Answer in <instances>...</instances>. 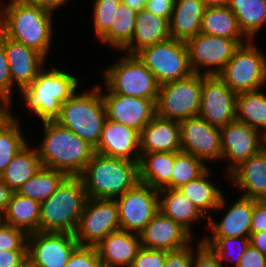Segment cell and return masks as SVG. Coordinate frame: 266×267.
Listing matches in <instances>:
<instances>
[{
	"instance_id": "obj_1",
	"label": "cell",
	"mask_w": 266,
	"mask_h": 267,
	"mask_svg": "<svg viewBox=\"0 0 266 267\" xmlns=\"http://www.w3.org/2000/svg\"><path fill=\"white\" fill-rule=\"evenodd\" d=\"M54 12L21 0L0 4V32L7 38L31 47L46 58L50 53Z\"/></svg>"
},
{
	"instance_id": "obj_2",
	"label": "cell",
	"mask_w": 266,
	"mask_h": 267,
	"mask_svg": "<svg viewBox=\"0 0 266 267\" xmlns=\"http://www.w3.org/2000/svg\"><path fill=\"white\" fill-rule=\"evenodd\" d=\"M41 123L43 139L36 149L42 166L79 177L95 154L94 146L55 120Z\"/></svg>"
},
{
	"instance_id": "obj_3",
	"label": "cell",
	"mask_w": 266,
	"mask_h": 267,
	"mask_svg": "<svg viewBox=\"0 0 266 267\" xmlns=\"http://www.w3.org/2000/svg\"><path fill=\"white\" fill-rule=\"evenodd\" d=\"M78 77L67 70L52 66L44 67L36 79L27 87H22L20 97L26 110L41 121L55 120L60 115L61 105L79 87Z\"/></svg>"
},
{
	"instance_id": "obj_4",
	"label": "cell",
	"mask_w": 266,
	"mask_h": 267,
	"mask_svg": "<svg viewBox=\"0 0 266 267\" xmlns=\"http://www.w3.org/2000/svg\"><path fill=\"white\" fill-rule=\"evenodd\" d=\"M79 177L88 198L117 199L139 182L138 162L95 152Z\"/></svg>"
},
{
	"instance_id": "obj_5",
	"label": "cell",
	"mask_w": 266,
	"mask_h": 267,
	"mask_svg": "<svg viewBox=\"0 0 266 267\" xmlns=\"http://www.w3.org/2000/svg\"><path fill=\"white\" fill-rule=\"evenodd\" d=\"M88 197L80 177H67L41 203L39 231L75 233Z\"/></svg>"
},
{
	"instance_id": "obj_6",
	"label": "cell",
	"mask_w": 266,
	"mask_h": 267,
	"mask_svg": "<svg viewBox=\"0 0 266 267\" xmlns=\"http://www.w3.org/2000/svg\"><path fill=\"white\" fill-rule=\"evenodd\" d=\"M107 119L101 88L96 84L88 91H76L62 103L60 115L55 119L60 125L75 132L92 146L99 142L103 124Z\"/></svg>"
},
{
	"instance_id": "obj_7",
	"label": "cell",
	"mask_w": 266,
	"mask_h": 267,
	"mask_svg": "<svg viewBox=\"0 0 266 267\" xmlns=\"http://www.w3.org/2000/svg\"><path fill=\"white\" fill-rule=\"evenodd\" d=\"M105 89L113 94L157 99L159 83L137 55L125 54L103 71Z\"/></svg>"
},
{
	"instance_id": "obj_8",
	"label": "cell",
	"mask_w": 266,
	"mask_h": 267,
	"mask_svg": "<svg viewBox=\"0 0 266 267\" xmlns=\"http://www.w3.org/2000/svg\"><path fill=\"white\" fill-rule=\"evenodd\" d=\"M253 40L241 44L218 76L236 94L266 86V54Z\"/></svg>"
},
{
	"instance_id": "obj_9",
	"label": "cell",
	"mask_w": 266,
	"mask_h": 267,
	"mask_svg": "<svg viewBox=\"0 0 266 267\" xmlns=\"http://www.w3.org/2000/svg\"><path fill=\"white\" fill-rule=\"evenodd\" d=\"M202 86L203 75L197 73L160 85L156 115L179 122L198 116Z\"/></svg>"
},
{
	"instance_id": "obj_10",
	"label": "cell",
	"mask_w": 266,
	"mask_h": 267,
	"mask_svg": "<svg viewBox=\"0 0 266 267\" xmlns=\"http://www.w3.org/2000/svg\"><path fill=\"white\" fill-rule=\"evenodd\" d=\"M136 55L155 76L159 85L184 79L193 74L187 46L183 41L171 38L145 47Z\"/></svg>"
},
{
	"instance_id": "obj_11",
	"label": "cell",
	"mask_w": 266,
	"mask_h": 267,
	"mask_svg": "<svg viewBox=\"0 0 266 267\" xmlns=\"http://www.w3.org/2000/svg\"><path fill=\"white\" fill-rule=\"evenodd\" d=\"M193 73L217 76L240 44L234 39L198 33L186 42Z\"/></svg>"
},
{
	"instance_id": "obj_12",
	"label": "cell",
	"mask_w": 266,
	"mask_h": 267,
	"mask_svg": "<svg viewBox=\"0 0 266 267\" xmlns=\"http://www.w3.org/2000/svg\"><path fill=\"white\" fill-rule=\"evenodd\" d=\"M118 230L121 228L116 200L88 198L74 235L80 246L95 247Z\"/></svg>"
},
{
	"instance_id": "obj_13",
	"label": "cell",
	"mask_w": 266,
	"mask_h": 267,
	"mask_svg": "<svg viewBox=\"0 0 266 267\" xmlns=\"http://www.w3.org/2000/svg\"><path fill=\"white\" fill-rule=\"evenodd\" d=\"M115 200L124 231L140 234L159 211V190L140 181Z\"/></svg>"
},
{
	"instance_id": "obj_14",
	"label": "cell",
	"mask_w": 266,
	"mask_h": 267,
	"mask_svg": "<svg viewBox=\"0 0 266 267\" xmlns=\"http://www.w3.org/2000/svg\"><path fill=\"white\" fill-rule=\"evenodd\" d=\"M78 246L74 233L32 232L27 240V263L32 267H65Z\"/></svg>"
},
{
	"instance_id": "obj_15",
	"label": "cell",
	"mask_w": 266,
	"mask_h": 267,
	"mask_svg": "<svg viewBox=\"0 0 266 267\" xmlns=\"http://www.w3.org/2000/svg\"><path fill=\"white\" fill-rule=\"evenodd\" d=\"M236 96L217 76L203 75L198 116L210 125L221 128L236 120Z\"/></svg>"
},
{
	"instance_id": "obj_16",
	"label": "cell",
	"mask_w": 266,
	"mask_h": 267,
	"mask_svg": "<svg viewBox=\"0 0 266 267\" xmlns=\"http://www.w3.org/2000/svg\"><path fill=\"white\" fill-rule=\"evenodd\" d=\"M181 151L208 162H221L220 128L210 125L199 116L179 122Z\"/></svg>"
},
{
	"instance_id": "obj_17",
	"label": "cell",
	"mask_w": 266,
	"mask_h": 267,
	"mask_svg": "<svg viewBox=\"0 0 266 267\" xmlns=\"http://www.w3.org/2000/svg\"><path fill=\"white\" fill-rule=\"evenodd\" d=\"M222 158L226 162V175L249 157L264 148L266 137L258 130L235 120L220 128Z\"/></svg>"
},
{
	"instance_id": "obj_18",
	"label": "cell",
	"mask_w": 266,
	"mask_h": 267,
	"mask_svg": "<svg viewBox=\"0 0 266 267\" xmlns=\"http://www.w3.org/2000/svg\"><path fill=\"white\" fill-rule=\"evenodd\" d=\"M97 85L101 88L108 120L131 127L141 133L142 129L156 116L157 99L113 94L100 84Z\"/></svg>"
},
{
	"instance_id": "obj_19",
	"label": "cell",
	"mask_w": 266,
	"mask_h": 267,
	"mask_svg": "<svg viewBox=\"0 0 266 267\" xmlns=\"http://www.w3.org/2000/svg\"><path fill=\"white\" fill-rule=\"evenodd\" d=\"M227 199L223 194L215 209V212L226 210V213L219 222L212 215L208 218L207 228L211 230V235L206 236L205 233L203 237H250L254 200L240 196L227 206ZM226 206L229 208L226 209Z\"/></svg>"
},
{
	"instance_id": "obj_20",
	"label": "cell",
	"mask_w": 266,
	"mask_h": 267,
	"mask_svg": "<svg viewBox=\"0 0 266 267\" xmlns=\"http://www.w3.org/2000/svg\"><path fill=\"white\" fill-rule=\"evenodd\" d=\"M0 42L7 55L13 86L18 87V91L29 86L45 67L47 58L39 51L7 38L1 32Z\"/></svg>"
},
{
	"instance_id": "obj_21",
	"label": "cell",
	"mask_w": 266,
	"mask_h": 267,
	"mask_svg": "<svg viewBox=\"0 0 266 267\" xmlns=\"http://www.w3.org/2000/svg\"><path fill=\"white\" fill-rule=\"evenodd\" d=\"M139 235L142 247L168 252L185 248L194 239L184 227L164 216L160 211Z\"/></svg>"
},
{
	"instance_id": "obj_22",
	"label": "cell",
	"mask_w": 266,
	"mask_h": 267,
	"mask_svg": "<svg viewBox=\"0 0 266 267\" xmlns=\"http://www.w3.org/2000/svg\"><path fill=\"white\" fill-rule=\"evenodd\" d=\"M95 152L110 156L140 161V133L125 125L106 119Z\"/></svg>"
},
{
	"instance_id": "obj_23",
	"label": "cell",
	"mask_w": 266,
	"mask_h": 267,
	"mask_svg": "<svg viewBox=\"0 0 266 267\" xmlns=\"http://www.w3.org/2000/svg\"><path fill=\"white\" fill-rule=\"evenodd\" d=\"M228 179L237 186L242 197L253 200H266V149L240 163L229 174Z\"/></svg>"
},
{
	"instance_id": "obj_24",
	"label": "cell",
	"mask_w": 266,
	"mask_h": 267,
	"mask_svg": "<svg viewBox=\"0 0 266 267\" xmlns=\"http://www.w3.org/2000/svg\"><path fill=\"white\" fill-rule=\"evenodd\" d=\"M95 247L102 267H130L142 245L139 234L118 230L109 233Z\"/></svg>"
},
{
	"instance_id": "obj_25",
	"label": "cell",
	"mask_w": 266,
	"mask_h": 267,
	"mask_svg": "<svg viewBox=\"0 0 266 267\" xmlns=\"http://www.w3.org/2000/svg\"><path fill=\"white\" fill-rule=\"evenodd\" d=\"M179 121L158 117L157 115L140 133V154L154 152H179Z\"/></svg>"
},
{
	"instance_id": "obj_26",
	"label": "cell",
	"mask_w": 266,
	"mask_h": 267,
	"mask_svg": "<svg viewBox=\"0 0 266 267\" xmlns=\"http://www.w3.org/2000/svg\"><path fill=\"white\" fill-rule=\"evenodd\" d=\"M169 39H171L169 20L143 9L137 13L131 42L121 52L136 55L145 47Z\"/></svg>"
},
{
	"instance_id": "obj_27",
	"label": "cell",
	"mask_w": 266,
	"mask_h": 267,
	"mask_svg": "<svg viewBox=\"0 0 266 267\" xmlns=\"http://www.w3.org/2000/svg\"><path fill=\"white\" fill-rule=\"evenodd\" d=\"M206 7L204 0H177L169 21L171 38L186 42L200 33Z\"/></svg>"
},
{
	"instance_id": "obj_28",
	"label": "cell",
	"mask_w": 266,
	"mask_h": 267,
	"mask_svg": "<svg viewBox=\"0 0 266 267\" xmlns=\"http://www.w3.org/2000/svg\"><path fill=\"white\" fill-rule=\"evenodd\" d=\"M159 211L179 223L193 237L192 225L206 218L179 189L159 190Z\"/></svg>"
},
{
	"instance_id": "obj_29",
	"label": "cell",
	"mask_w": 266,
	"mask_h": 267,
	"mask_svg": "<svg viewBox=\"0 0 266 267\" xmlns=\"http://www.w3.org/2000/svg\"><path fill=\"white\" fill-rule=\"evenodd\" d=\"M200 32L234 39L240 45L249 41L241 31L238 19L228 6L206 7Z\"/></svg>"
},
{
	"instance_id": "obj_30",
	"label": "cell",
	"mask_w": 266,
	"mask_h": 267,
	"mask_svg": "<svg viewBox=\"0 0 266 267\" xmlns=\"http://www.w3.org/2000/svg\"><path fill=\"white\" fill-rule=\"evenodd\" d=\"M211 172L210 167L198 178L191 180L187 184L178 188L188 197L207 220L210 217V214L208 213L215 211L224 194L223 190L217 186L216 183H212L213 181L210 179Z\"/></svg>"
},
{
	"instance_id": "obj_31",
	"label": "cell",
	"mask_w": 266,
	"mask_h": 267,
	"mask_svg": "<svg viewBox=\"0 0 266 267\" xmlns=\"http://www.w3.org/2000/svg\"><path fill=\"white\" fill-rule=\"evenodd\" d=\"M41 203L13 192L1 221L28 234L39 231Z\"/></svg>"
},
{
	"instance_id": "obj_32",
	"label": "cell",
	"mask_w": 266,
	"mask_h": 267,
	"mask_svg": "<svg viewBox=\"0 0 266 267\" xmlns=\"http://www.w3.org/2000/svg\"><path fill=\"white\" fill-rule=\"evenodd\" d=\"M174 152H154L140 155L139 181L154 189H163L171 180Z\"/></svg>"
},
{
	"instance_id": "obj_33",
	"label": "cell",
	"mask_w": 266,
	"mask_h": 267,
	"mask_svg": "<svg viewBox=\"0 0 266 267\" xmlns=\"http://www.w3.org/2000/svg\"><path fill=\"white\" fill-rule=\"evenodd\" d=\"M30 144L31 141L14 156L0 176L13 192H17L42 166L36 147Z\"/></svg>"
},
{
	"instance_id": "obj_34",
	"label": "cell",
	"mask_w": 266,
	"mask_h": 267,
	"mask_svg": "<svg viewBox=\"0 0 266 267\" xmlns=\"http://www.w3.org/2000/svg\"><path fill=\"white\" fill-rule=\"evenodd\" d=\"M236 120L253 127L266 137V93L264 89L237 94Z\"/></svg>"
},
{
	"instance_id": "obj_35",
	"label": "cell",
	"mask_w": 266,
	"mask_h": 267,
	"mask_svg": "<svg viewBox=\"0 0 266 267\" xmlns=\"http://www.w3.org/2000/svg\"><path fill=\"white\" fill-rule=\"evenodd\" d=\"M228 7L238 19L243 34L255 41L266 24V0H231Z\"/></svg>"
},
{
	"instance_id": "obj_36",
	"label": "cell",
	"mask_w": 266,
	"mask_h": 267,
	"mask_svg": "<svg viewBox=\"0 0 266 267\" xmlns=\"http://www.w3.org/2000/svg\"><path fill=\"white\" fill-rule=\"evenodd\" d=\"M137 12L120 3L109 30L99 39V42L122 51L130 42L134 33Z\"/></svg>"
},
{
	"instance_id": "obj_37",
	"label": "cell",
	"mask_w": 266,
	"mask_h": 267,
	"mask_svg": "<svg viewBox=\"0 0 266 267\" xmlns=\"http://www.w3.org/2000/svg\"><path fill=\"white\" fill-rule=\"evenodd\" d=\"M67 177L61 171L41 166L36 174L17 190V193L42 203L57 190Z\"/></svg>"
},
{
	"instance_id": "obj_38",
	"label": "cell",
	"mask_w": 266,
	"mask_h": 267,
	"mask_svg": "<svg viewBox=\"0 0 266 267\" xmlns=\"http://www.w3.org/2000/svg\"><path fill=\"white\" fill-rule=\"evenodd\" d=\"M14 115L13 110V117L0 128V176L14 156L29 143L22 131L21 120Z\"/></svg>"
},
{
	"instance_id": "obj_39",
	"label": "cell",
	"mask_w": 266,
	"mask_h": 267,
	"mask_svg": "<svg viewBox=\"0 0 266 267\" xmlns=\"http://www.w3.org/2000/svg\"><path fill=\"white\" fill-rule=\"evenodd\" d=\"M208 168V164L190 153L184 151L174 152L171 180L164 188L178 189L180 186L198 178Z\"/></svg>"
},
{
	"instance_id": "obj_40",
	"label": "cell",
	"mask_w": 266,
	"mask_h": 267,
	"mask_svg": "<svg viewBox=\"0 0 266 267\" xmlns=\"http://www.w3.org/2000/svg\"><path fill=\"white\" fill-rule=\"evenodd\" d=\"M201 239L216 253L223 266H225V261L226 263L231 261L234 263L233 267H237L243 253L250 244L249 237H202Z\"/></svg>"
},
{
	"instance_id": "obj_41",
	"label": "cell",
	"mask_w": 266,
	"mask_h": 267,
	"mask_svg": "<svg viewBox=\"0 0 266 267\" xmlns=\"http://www.w3.org/2000/svg\"><path fill=\"white\" fill-rule=\"evenodd\" d=\"M121 0H94L92 20L98 40L109 30Z\"/></svg>"
},
{
	"instance_id": "obj_42",
	"label": "cell",
	"mask_w": 266,
	"mask_h": 267,
	"mask_svg": "<svg viewBox=\"0 0 266 267\" xmlns=\"http://www.w3.org/2000/svg\"><path fill=\"white\" fill-rule=\"evenodd\" d=\"M28 233L0 220V251L27 250Z\"/></svg>"
},
{
	"instance_id": "obj_43",
	"label": "cell",
	"mask_w": 266,
	"mask_h": 267,
	"mask_svg": "<svg viewBox=\"0 0 266 267\" xmlns=\"http://www.w3.org/2000/svg\"><path fill=\"white\" fill-rule=\"evenodd\" d=\"M65 267H102L99 253L93 246H78Z\"/></svg>"
},
{
	"instance_id": "obj_44",
	"label": "cell",
	"mask_w": 266,
	"mask_h": 267,
	"mask_svg": "<svg viewBox=\"0 0 266 267\" xmlns=\"http://www.w3.org/2000/svg\"><path fill=\"white\" fill-rule=\"evenodd\" d=\"M167 251L141 247L130 267H164Z\"/></svg>"
},
{
	"instance_id": "obj_45",
	"label": "cell",
	"mask_w": 266,
	"mask_h": 267,
	"mask_svg": "<svg viewBox=\"0 0 266 267\" xmlns=\"http://www.w3.org/2000/svg\"><path fill=\"white\" fill-rule=\"evenodd\" d=\"M196 247H193L192 244H189L187 247L175 250L167 251V257L164 264V267H192L193 266V254L195 250L203 243L202 239H199Z\"/></svg>"
},
{
	"instance_id": "obj_46",
	"label": "cell",
	"mask_w": 266,
	"mask_h": 267,
	"mask_svg": "<svg viewBox=\"0 0 266 267\" xmlns=\"http://www.w3.org/2000/svg\"><path fill=\"white\" fill-rule=\"evenodd\" d=\"M14 90L7 55L4 45L0 42V95L12 101Z\"/></svg>"
},
{
	"instance_id": "obj_47",
	"label": "cell",
	"mask_w": 266,
	"mask_h": 267,
	"mask_svg": "<svg viewBox=\"0 0 266 267\" xmlns=\"http://www.w3.org/2000/svg\"><path fill=\"white\" fill-rule=\"evenodd\" d=\"M192 267H225V266H223V264L220 262L216 253L203 242L195 250L193 254Z\"/></svg>"
},
{
	"instance_id": "obj_48",
	"label": "cell",
	"mask_w": 266,
	"mask_h": 267,
	"mask_svg": "<svg viewBox=\"0 0 266 267\" xmlns=\"http://www.w3.org/2000/svg\"><path fill=\"white\" fill-rule=\"evenodd\" d=\"M27 264V250H1L0 267H24Z\"/></svg>"
},
{
	"instance_id": "obj_49",
	"label": "cell",
	"mask_w": 266,
	"mask_h": 267,
	"mask_svg": "<svg viewBox=\"0 0 266 267\" xmlns=\"http://www.w3.org/2000/svg\"><path fill=\"white\" fill-rule=\"evenodd\" d=\"M237 267H266V255L249 244Z\"/></svg>"
},
{
	"instance_id": "obj_50",
	"label": "cell",
	"mask_w": 266,
	"mask_h": 267,
	"mask_svg": "<svg viewBox=\"0 0 266 267\" xmlns=\"http://www.w3.org/2000/svg\"><path fill=\"white\" fill-rule=\"evenodd\" d=\"M266 231V200H254L251 233Z\"/></svg>"
},
{
	"instance_id": "obj_51",
	"label": "cell",
	"mask_w": 266,
	"mask_h": 267,
	"mask_svg": "<svg viewBox=\"0 0 266 267\" xmlns=\"http://www.w3.org/2000/svg\"><path fill=\"white\" fill-rule=\"evenodd\" d=\"M173 5L174 3L171 0H147L145 9L170 21Z\"/></svg>"
},
{
	"instance_id": "obj_52",
	"label": "cell",
	"mask_w": 266,
	"mask_h": 267,
	"mask_svg": "<svg viewBox=\"0 0 266 267\" xmlns=\"http://www.w3.org/2000/svg\"><path fill=\"white\" fill-rule=\"evenodd\" d=\"M13 104L10 99L0 95V128L13 117Z\"/></svg>"
},
{
	"instance_id": "obj_53",
	"label": "cell",
	"mask_w": 266,
	"mask_h": 267,
	"mask_svg": "<svg viewBox=\"0 0 266 267\" xmlns=\"http://www.w3.org/2000/svg\"><path fill=\"white\" fill-rule=\"evenodd\" d=\"M21 1L28 3L30 5H35L38 7L48 9L55 13V10L57 11L58 9H60V7L64 6L70 0H21Z\"/></svg>"
},
{
	"instance_id": "obj_54",
	"label": "cell",
	"mask_w": 266,
	"mask_h": 267,
	"mask_svg": "<svg viewBox=\"0 0 266 267\" xmlns=\"http://www.w3.org/2000/svg\"><path fill=\"white\" fill-rule=\"evenodd\" d=\"M13 191L9 186L0 178V219L4 215L8 202Z\"/></svg>"
},
{
	"instance_id": "obj_55",
	"label": "cell",
	"mask_w": 266,
	"mask_h": 267,
	"mask_svg": "<svg viewBox=\"0 0 266 267\" xmlns=\"http://www.w3.org/2000/svg\"><path fill=\"white\" fill-rule=\"evenodd\" d=\"M250 244L266 255V231L251 233Z\"/></svg>"
},
{
	"instance_id": "obj_56",
	"label": "cell",
	"mask_w": 266,
	"mask_h": 267,
	"mask_svg": "<svg viewBox=\"0 0 266 267\" xmlns=\"http://www.w3.org/2000/svg\"><path fill=\"white\" fill-rule=\"evenodd\" d=\"M147 0H121V3L127 5L131 10L140 12L146 7Z\"/></svg>"
},
{
	"instance_id": "obj_57",
	"label": "cell",
	"mask_w": 266,
	"mask_h": 267,
	"mask_svg": "<svg viewBox=\"0 0 266 267\" xmlns=\"http://www.w3.org/2000/svg\"><path fill=\"white\" fill-rule=\"evenodd\" d=\"M207 7L229 6L231 0H204Z\"/></svg>"
},
{
	"instance_id": "obj_58",
	"label": "cell",
	"mask_w": 266,
	"mask_h": 267,
	"mask_svg": "<svg viewBox=\"0 0 266 267\" xmlns=\"http://www.w3.org/2000/svg\"><path fill=\"white\" fill-rule=\"evenodd\" d=\"M24 267H32V266L27 263Z\"/></svg>"
}]
</instances>
